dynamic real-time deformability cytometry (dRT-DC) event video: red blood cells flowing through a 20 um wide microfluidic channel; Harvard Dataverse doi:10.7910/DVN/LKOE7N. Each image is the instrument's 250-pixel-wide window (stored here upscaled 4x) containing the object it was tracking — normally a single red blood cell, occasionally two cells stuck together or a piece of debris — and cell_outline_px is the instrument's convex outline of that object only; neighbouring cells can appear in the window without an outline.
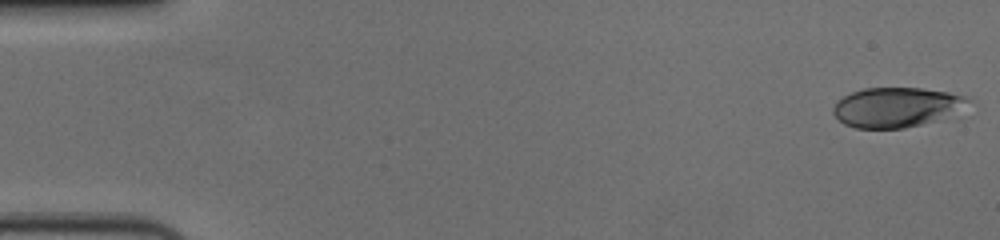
{"species": "human", "species_latin": "Homo sapiens", "temperature_condition": "cold", "stored_images_in_passage": 57, "camera_frame_rate_fps": 3000, "um_per_image_px": 0.085, "donor": {"sex": "female"}, "frame": {"image": 1, "passage_image": 1, "time_ms": 0.0, "image_size_px": [1000, 240], "cell_outline_px": [[968, 100], [952, 112], [932, 120], [920, 124], [904, 128], [856, 128], [844, 124], [832, 112], [832, 108], [844, 96], [852, 92], [864, 88], [920, 88], [948, 92], [964, 96]], "centroid_in_image_um": [76.06, 9.1], "position_along_channel_um": 8.9, "area_um2": 30.11}}
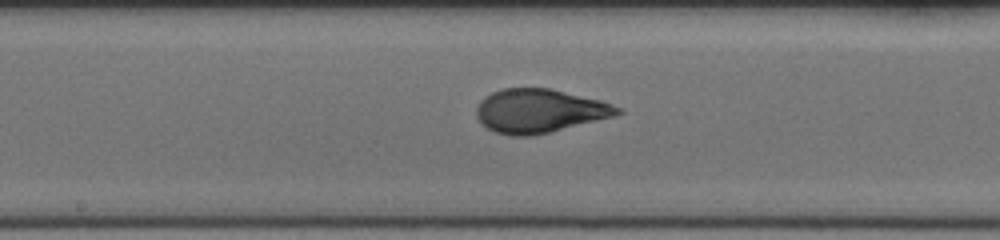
{"frame": {"image": 2, "passage_image": 30, "time_ms": 9.667, "image_size_px": [1000, 240], "cell_outline_px": [[624, 112], [612, 116], [532, 136], [508, 136], [496, 132], [480, 124], [476, 116], [476, 108], [480, 100], [484, 96], [500, 88], [552, 88], [600, 100], [620, 108]], "centroid_in_image_um": [45.78, 9.41], "position_along_channel_um": 202.4, "area_um2": 35.84}}
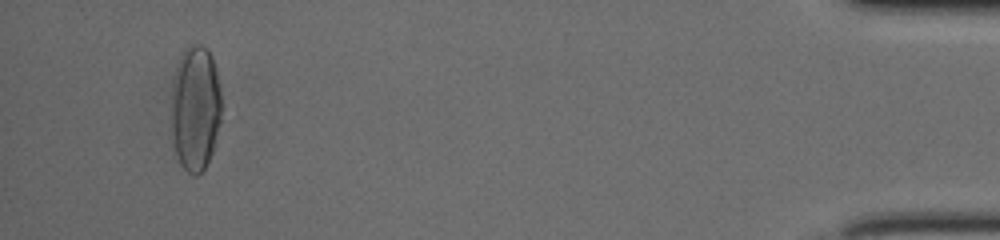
{"frame": {"image": 3, "passage_image": 54, "time_ms": 17.667, "image_size_px": [1000, 240], "cell_outline_px": [[220, 120], [212, 152], [204, 168], [196, 176], [192, 176], [180, 164], [172, 140], [172, 84], [176, 68], [180, 56], [184, 48], [188, 44], [200, 44], [208, 48], [212, 56], [216, 72], [220, 92]], "centroid_in_image_um": [16.59, 9.17], "position_along_channel_um": 418.6, "area_um2": 36.65}, "authors_computed_cell_mechanics": {"area_um2": 35.1424, "velocity_mm_per_s": 3.639, "shape_relaxation_time_tau1_ms": 4.1494, "shape_relaxation_time_tau2_ms": 0.731, "deformation_change_tau1": 0.1911, "deformation_change_tau2": 0.0568}}